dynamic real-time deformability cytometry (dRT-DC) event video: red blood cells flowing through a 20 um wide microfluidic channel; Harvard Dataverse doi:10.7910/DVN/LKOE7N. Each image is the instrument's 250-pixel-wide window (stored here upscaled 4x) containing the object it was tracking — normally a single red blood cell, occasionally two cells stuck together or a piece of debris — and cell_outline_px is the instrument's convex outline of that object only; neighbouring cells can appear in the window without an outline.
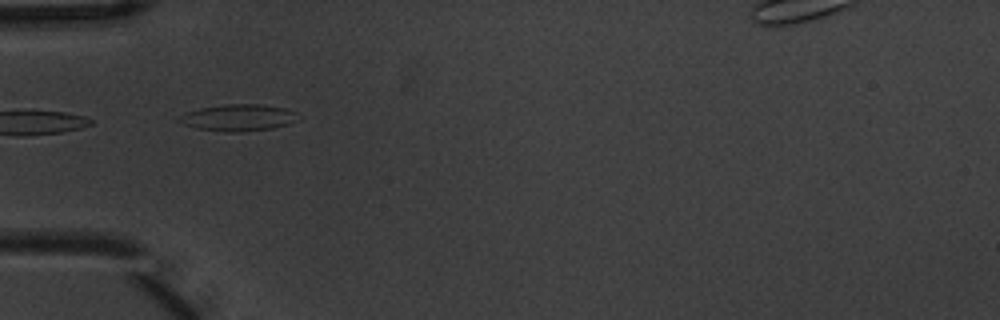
{"species": "common noctule bat (a hibernating species)", "species_latin": "Nyctalus noctula", "temperature_condition": "warm", "stored_images_in_passage": 7, "segment_of_instrument_passage": [2, 2], "camera_frame_rate_fps": 3000, "um_per_image_px": 0.085, "animal": {"sex": "male", "body_mass_g": 20.1, "forearm_length_mm": 53.5}, "frame": {"image": 1, "passage_image": 6, "time_ms": 1.667, "image_size_px": [1000, 320], "cell_outline_px": [[300, 120], [288, 124], [272, 128], [240, 132], [224, 132], [196, 128], [184, 124], [176, 120], [184, 112], [200, 108], [224, 104], [256, 104], [284, 108], [296, 112]], "centroid_in_image_um": [20.24, 10.0], "position_along_channel_um": 64.8, "area_um2": 18.55}}
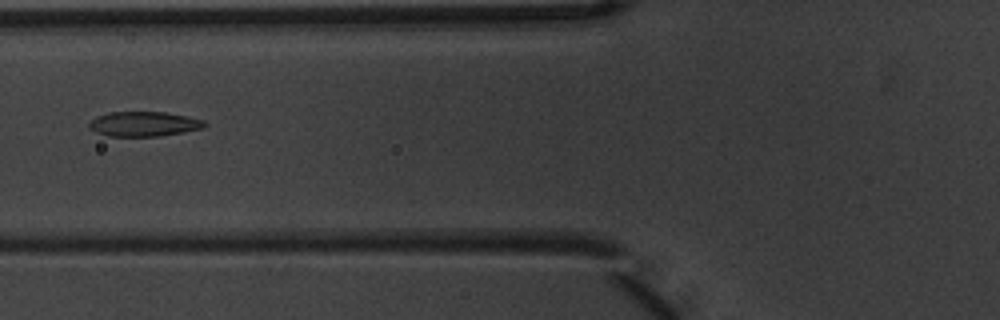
{"frame": {"image": 2, "passage_image": 7, "time_ms": 2.0, "image_size_px": [1000, 320], "cell_outline_px": [[208, 124], [204, 128], [184, 132], [160, 136], [108, 136], [96, 132], [88, 128], [88, 124], [96, 116], [108, 112], [164, 112], [204, 120]], "centroid_in_image_um": [12.22, 10.54], "position_along_channel_um": 113.6, "area_um2": 16.7}}